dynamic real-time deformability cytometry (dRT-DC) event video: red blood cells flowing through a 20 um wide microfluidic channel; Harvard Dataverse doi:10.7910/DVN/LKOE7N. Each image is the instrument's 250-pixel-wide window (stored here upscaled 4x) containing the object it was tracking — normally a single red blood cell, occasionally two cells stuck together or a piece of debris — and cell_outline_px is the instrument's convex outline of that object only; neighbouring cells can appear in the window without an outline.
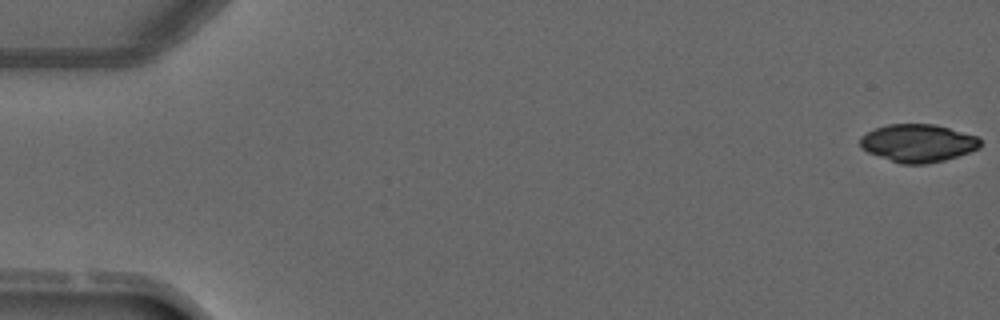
{"species": "common noctule bat (a hibernating species)", "species_latin": "Nyctalus noctula", "temperature_condition": "warm", "stored_images_in_passage": 4, "camera_frame_rate_fps": 3000, "um_per_image_px": 0.085, "animal": {"sex": "male", "forearm_length_mm": 52.5}, "frame": {"image": 1, "passage_image": 4, "time_ms": 3.667, "image_size_px": [1000, 320], "cell_outline_px": [[980, 148], [944, 160], [924, 164], [900, 164], [868, 152], [860, 148], [860, 136], [876, 128], [888, 124], [936, 124], [976, 136], [980, 140]], "centroid_in_image_um": [78.0, 12.16], "position_along_channel_um": 7.0, "area_um2": 26.36}}